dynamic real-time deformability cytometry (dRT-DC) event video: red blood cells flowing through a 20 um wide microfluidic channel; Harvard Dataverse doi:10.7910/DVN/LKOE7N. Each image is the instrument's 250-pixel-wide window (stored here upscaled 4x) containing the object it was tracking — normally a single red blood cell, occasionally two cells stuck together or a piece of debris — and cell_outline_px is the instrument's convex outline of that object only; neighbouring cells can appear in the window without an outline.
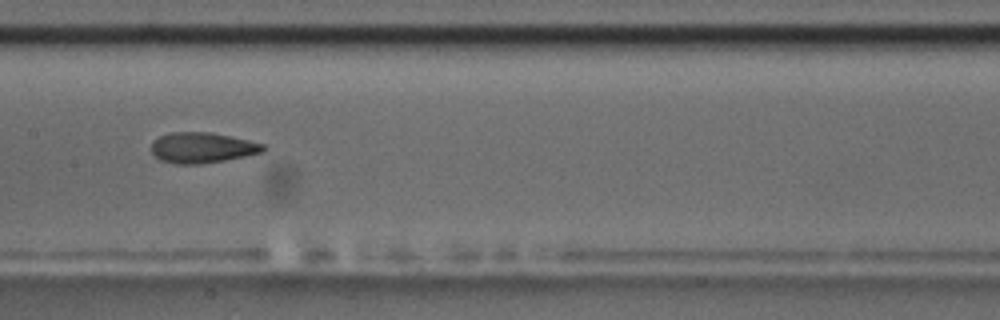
{"species": "common noctule bat (a hibernating species)", "species_latin": "Nyctalus noctula", "temperature_condition": "room temperature", "stored_images_in_passage": 6, "camera_frame_rate_fps": 3000, "um_per_image_px": 0.085, "animal": {"sex": "male", "body_mass_g": 17.5, "forearm_length_mm": 52.3}, "frame": {"image": 1, "passage_image": 4, "time_ms": 3.667, "image_size_px": [1000, 320], "cell_outline_px": [[268, 148], [264, 152], [224, 160], [200, 164], [176, 164], [160, 160], [152, 152], [152, 140], [160, 136], [172, 132], [212, 132], [248, 140], [264, 144]], "centroid_in_image_um": [17.2, 12.55], "position_along_channel_um": 190.2, "area_um2": 19.94}}